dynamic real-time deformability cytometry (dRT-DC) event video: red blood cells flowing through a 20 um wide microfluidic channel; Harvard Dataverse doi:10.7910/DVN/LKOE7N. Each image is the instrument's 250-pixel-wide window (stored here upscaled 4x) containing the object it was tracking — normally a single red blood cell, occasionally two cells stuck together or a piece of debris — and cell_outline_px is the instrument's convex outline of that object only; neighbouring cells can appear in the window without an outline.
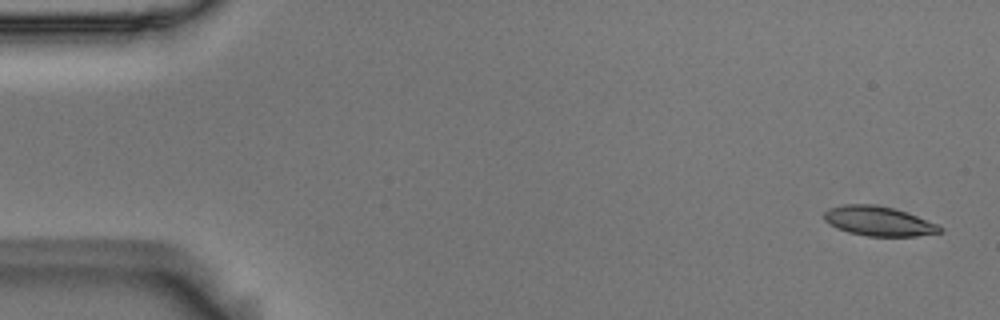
{"species": "Egyptian fruit bat (a non-hibernating species)", "species_latin": "Rousettus aegyptiacus", "temperature_condition": "room temperature", "stored_images_in_passage": 5, "segment_of_instrument_passage": [1, 2], "camera_frame_rate_fps": 3000, "um_per_image_px": 0.085, "animal": {"sex": "male"}, "frame": {"image": 1, "passage_image": 1, "time_ms": 0.0, "image_size_px": [1000, 320], "cell_outline_px": [[944, 232], [916, 236], [868, 236], [848, 232], [836, 228], [824, 220], [824, 212], [828, 208], [844, 204], [872, 204], [892, 208], [916, 216], [936, 224], [944, 228]], "centroid_in_image_um": [74.66, 18.8], "position_along_channel_um": 10.3, "area_um2": 19.83}}
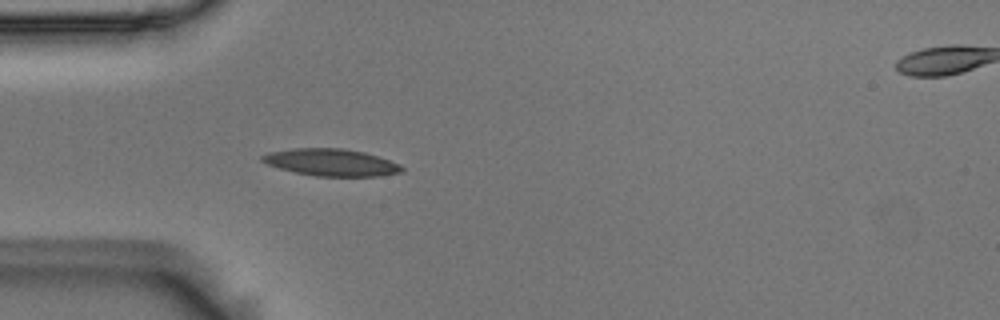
{"frame": {"image": 2, "passage_image": 4, "time_ms": 1.0, "image_size_px": [1000, 320], "cell_outline_px": [[404, 168], [400, 172], [380, 176], [316, 176], [296, 172], [280, 168], [268, 164], [260, 160], [260, 156], [268, 152], [292, 148], [344, 148], [364, 152], [400, 164]], "centroid_in_image_um": [28.12, 13.79], "position_along_channel_um": 56.9, "area_um2": 21.91}}